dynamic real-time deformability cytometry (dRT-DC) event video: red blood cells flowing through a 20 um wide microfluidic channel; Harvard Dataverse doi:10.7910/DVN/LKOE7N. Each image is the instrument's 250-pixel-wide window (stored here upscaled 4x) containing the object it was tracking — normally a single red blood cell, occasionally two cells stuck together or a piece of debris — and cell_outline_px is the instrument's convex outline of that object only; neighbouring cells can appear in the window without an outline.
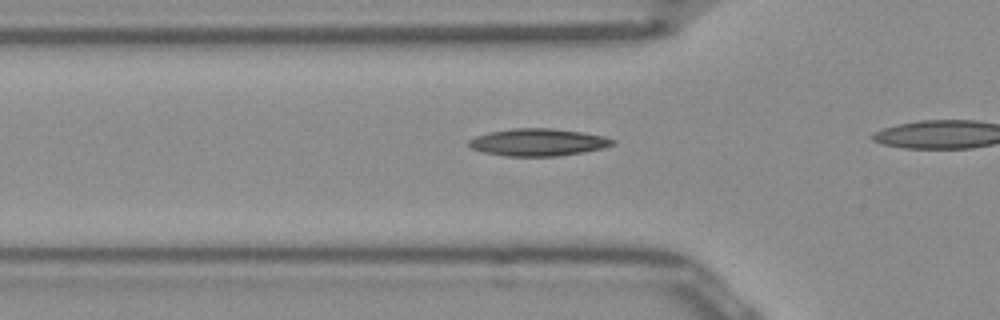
{"species": "Egyptian fruit bat (a non-hibernating species)", "species_latin": "Rousettus aegyptiacus", "temperature_condition": "room temperature", "stored_images_in_passage": 17, "camera_frame_rate_fps": 3000, "um_per_image_px": 0.085, "frame": {"image": 1, "passage_image": 6, "time_ms": 1.667, "image_size_px": [1000, 320], "cell_outline_px": [[616, 144], [604, 148], [584, 152], [560, 156], [504, 156], [484, 152], [472, 148], [468, 144], [468, 140], [476, 136], [492, 132], [512, 128], [552, 128], [580, 132], [604, 136], [616, 140]], "centroid_in_image_um": [45.78, 12.1], "position_along_channel_um": 80.0, "area_um2": 22.89}}
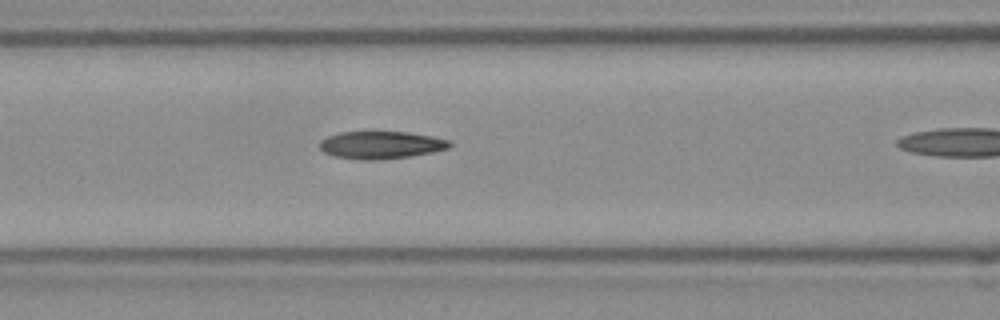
{"frame": {"image": 2, "passage_image": 10, "time_ms": 3.0, "image_size_px": [1000, 320], "cell_outline_px": [[452, 144], [448, 148], [432, 152], [408, 156], [380, 160], [360, 160], [336, 156], [324, 152], [320, 148], [320, 140], [328, 136], [340, 132], [408, 132], [432, 136], [452, 140]], "centroid_in_image_um": [32.4, 12.32], "position_along_channel_um": 134.2, "area_um2": 20.81}}